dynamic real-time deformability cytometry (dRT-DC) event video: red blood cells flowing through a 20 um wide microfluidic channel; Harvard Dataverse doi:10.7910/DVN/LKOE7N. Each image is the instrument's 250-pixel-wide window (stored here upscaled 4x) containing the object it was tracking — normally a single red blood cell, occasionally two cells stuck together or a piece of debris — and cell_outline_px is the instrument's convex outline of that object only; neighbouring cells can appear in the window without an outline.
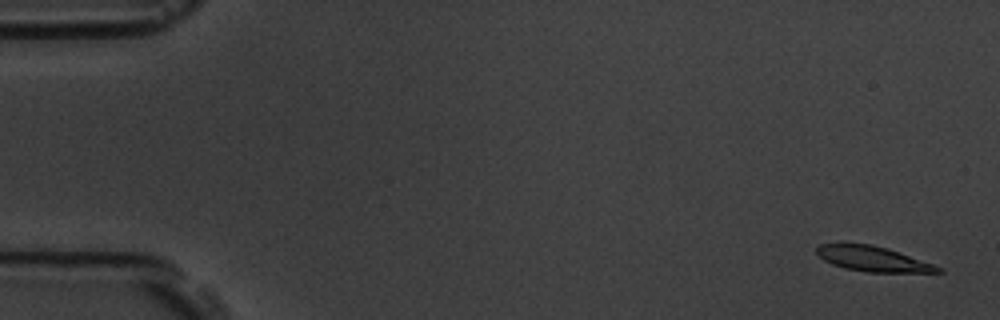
{"species": "common noctule bat (a hibernating species)", "species_latin": "Nyctalus noctula", "temperature_condition": "room temperature", "stored_images_in_passage": 5, "camera_frame_rate_fps": 3000, "um_per_image_px": 0.085, "animal": {"sex": "male", "body_mass_g": 19.5, "forearm_length_mm": 54.6}, "frame": {"image": 1, "passage_image": 1, "time_ms": 0.0, "image_size_px": [1000, 320], "cell_outline_px": [[944, 272], [868, 272], [844, 268], [832, 264], [824, 260], [816, 252], [816, 248], [820, 244], [872, 244], [888, 248], [932, 264], [940, 268]], "centroid_in_image_um": [74.16, 22.0], "position_along_channel_um": 10.8, "area_um2": 17.4}}
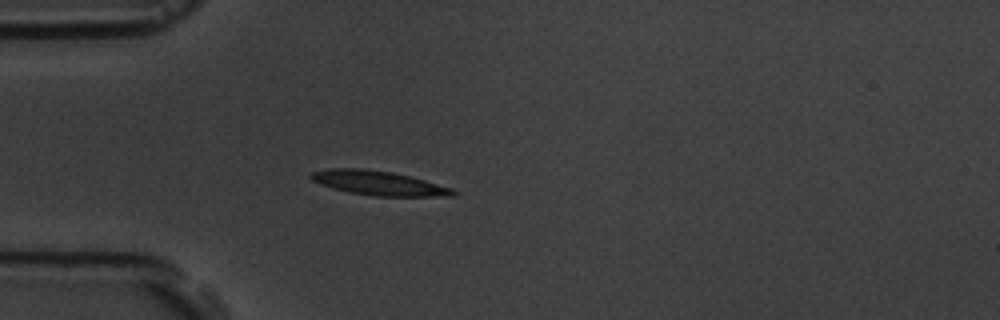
{"frame": {"image": 2, "passage_image": 5, "time_ms": 1.333, "image_size_px": [1000, 320], "cell_outline_px": [[456, 196], [372, 196], [352, 192], [320, 184], [312, 180], [308, 176], [312, 172], [332, 168], [360, 168], [392, 172], [424, 180], [452, 188], [456, 192]], "centroid_in_image_um": [32.19, 15.56], "position_along_channel_um": 52.8, "area_um2": 19.83}}